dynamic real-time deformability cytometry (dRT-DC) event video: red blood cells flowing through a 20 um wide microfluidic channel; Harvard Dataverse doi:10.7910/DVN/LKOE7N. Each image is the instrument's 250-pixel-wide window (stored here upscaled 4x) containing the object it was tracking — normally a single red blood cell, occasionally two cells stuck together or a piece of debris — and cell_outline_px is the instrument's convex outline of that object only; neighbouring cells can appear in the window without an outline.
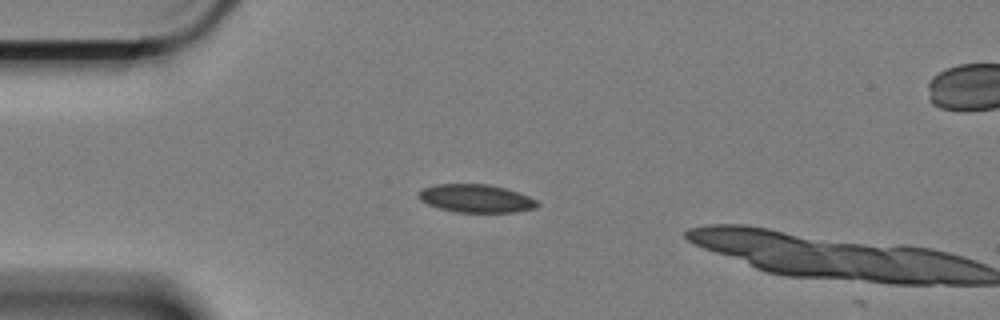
{"species": "Egyptian fruit bat (a non-hibernating species)", "species_latin": "Rousettus aegyptiacus", "temperature_condition": "cold", "stored_images_in_passage": 15, "camera_frame_rate_fps": 3000, "um_per_image_px": 0.085, "animal": {"sex": "female"}, "frame": {"image": 1, "passage_image": 13, "time_ms": 4.0, "image_size_px": [1000, 320], "cell_outline_px": [[540, 204], [536, 208], [516, 212], [456, 212], [440, 208], [428, 204], [420, 200], [420, 188], [436, 184], [488, 184], [504, 188], [528, 196], [536, 200]], "centroid_in_image_um": [40.46, 16.87], "position_along_channel_um": 44.5, "area_um2": 19.31}}